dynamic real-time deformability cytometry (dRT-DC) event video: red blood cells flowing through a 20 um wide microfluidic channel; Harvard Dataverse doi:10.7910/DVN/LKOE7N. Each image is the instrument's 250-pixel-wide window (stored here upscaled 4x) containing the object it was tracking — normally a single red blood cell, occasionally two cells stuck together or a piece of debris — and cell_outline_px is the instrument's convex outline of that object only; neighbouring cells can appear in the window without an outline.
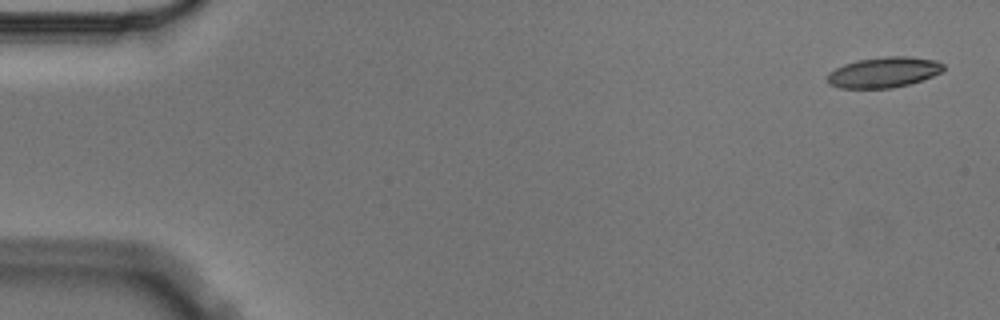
{"species": "Egyptian fruit bat (a non-hibernating species)", "species_latin": "Rousettus aegyptiacus", "temperature_condition": "cold", "stored_images_in_passage": 5, "camera_frame_rate_fps": 3000, "um_per_image_px": 0.085, "animal": {"sex": "male"}, "frame": {"image": 1, "passage_image": 1, "time_ms": 0.0, "image_size_px": [1000, 320], "cell_outline_px": [[944, 68], [940, 72], [932, 76], [908, 84], [892, 88], [840, 88], [828, 84], [828, 72], [844, 64], [856, 60], [884, 56], [908, 56], [936, 60], [944, 64]], "centroid_in_image_um": [75.1, 6.13], "position_along_channel_um": 9.9, "area_um2": 20.63}}
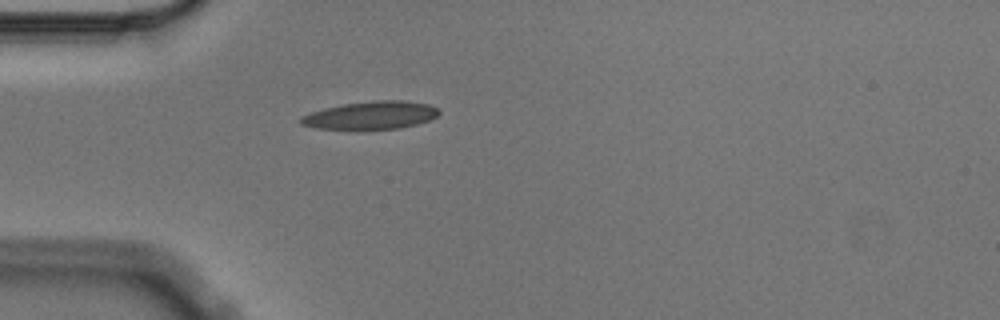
{"frame": {"image": 2, "passage_image": 5, "time_ms": 1.333, "image_size_px": [1000, 320], "cell_outline_px": [[440, 112], [436, 116], [428, 120], [416, 124], [400, 128], [356, 132], [316, 128], [300, 124], [300, 116], [324, 108], [344, 104], [376, 100], [404, 100], [428, 104], [436, 108]], "centroid_in_image_um": [31.46, 9.84], "position_along_channel_um": 53.5, "area_um2": 23.18}}